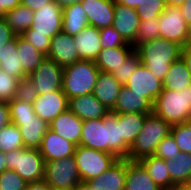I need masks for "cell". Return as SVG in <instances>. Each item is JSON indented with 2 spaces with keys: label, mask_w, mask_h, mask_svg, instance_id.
I'll return each instance as SVG.
<instances>
[{
  "label": "cell",
  "mask_w": 191,
  "mask_h": 190,
  "mask_svg": "<svg viewBox=\"0 0 191 190\" xmlns=\"http://www.w3.org/2000/svg\"><path fill=\"white\" fill-rule=\"evenodd\" d=\"M57 190H73V188H67V189H57Z\"/></svg>",
  "instance_id": "cell-63"
},
{
  "label": "cell",
  "mask_w": 191,
  "mask_h": 190,
  "mask_svg": "<svg viewBox=\"0 0 191 190\" xmlns=\"http://www.w3.org/2000/svg\"><path fill=\"white\" fill-rule=\"evenodd\" d=\"M27 184L14 170L6 169L0 173V190H26Z\"/></svg>",
  "instance_id": "cell-43"
},
{
  "label": "cell",
  "mask_w": 191,
  "mask_h": 190,
  "mask_svg": "<svg viewBox=\"0 0 191 190\" xmlns=\"http://www.w3.org/2000/svg\"><path fill=\"white\" fill-rule=\"evenodd\" d=\"M89 25L101 29L112 26L115 0H81Z\"/></svg>",
  "instance_id": "cell-17"
},
{
  "label": "cell",
  "mask_w": 191,
  "mask_h": 190,
  "mask_svg": "<svg viewBox=\"0 0 191 190\" xmlns=\"http://www.w3.org/2000/svg\"><path fill=\"white\" fill-rule=\"evenodd\" d=\"M168 190H191L186 184L173 185Z\"/></svg>",
  "instance_id": "cell-60"
},
{
  "label": "cell",
  "mask_w": 191,
  "mask_h": 190,
  "mask_svg": "<svg viewBox=\"0 0 191 190\" xmlns=\"http://www.w3.org/2000/svg\"><path fill=\"white\" fill-rule=\"evenodd\" d=\"M117 3L126 5L127 7L137 9L138 6H141L144 0H115Z\"/></svg>",
  "instance_id": "cell-55"
},
{
  "label": "cell",
  "mask_w": 191,
  "mask_h": 190,
  "mask_svg": "<svg viewBox=\"0 0 191 190\" xmlns=\"http://www.w3.org/2000/svg\"><path fill=\"white\" fill-rule=\"evenodd\" d=\"M153 113L171 126L191 119V85L179 91L163 89L153 104Z\"/></svg>",
  "instance_id": "cell-2"
},
{
  "label": "cell",
  "mask_w": 191,
  "mask_h": 190,
  "mask_svg": "<svg viewBox=\"0 0 191 190\" xmlns=\"http://www.w3.org/2000/svg\"><path fill=\"white\" fill-rule=\"evenodd\" d=\"M4 45H0V57H1V53H2V47H3Z\"/></svg>",
  "instance_id": "cell-62"
},
{
  "label": "cell",
  "mask_w": 191,
  "mask_h": 190,
  "mask_svg": "<svg viewBox=\"0 0 191 190\" xmlns=\"http://www.w3.org/2000/svg\"><path fill=\"white\" fill-rule=\"evenodd\" d=\"M186 185L191 189V176H190V179H189V181L187 182Z\"/></svg>",
  "instance_id": "cell-61"
},
{
  "label": "cell",
  "mask_w": 191,
  "mask_h": 190,
  "mask_svg": "<svg viewBox=\"0 0 191 190\" xmlns=\"http://www.w3.org/2000/svg\"><path fill=\"white\" fill-rule=\"evenodd\" d=\"M185 0H166L167 6L179 7Z\"/></svg>",
  "instance_id": "cell-59"
},
{
  "label": "cell",
  "mask_w": 191,
  "mask_h": 190,
  "mask_svg": "<svg viewBox=\"0 0 191 190\" xmlns=\"http://www.w3.org/2000/svg\"><path fill=\"white\" fill-rule=\"evenodd\" d=\"M15 37L16 34L10 29L4 18H0V45H6Z\"/></svg>",
  "instance_id": "cell-48"
},
{
  "label": "cell",
  "mask_w": 191,
  "mask_h": 190,
  "mask_svg": "<svg viewBox=\"0 0 191 190\" xmlns=\"http://www.w3.org/2000/svg\"><path fill=\"white\" fill-rule=\"evenodd\" d=\"M173 185L187 184L191 176V154L181 152L173 161L165 160Z\"/></svg>",
  "instance_id": "cell-33"
},
{
  "label": "cell",
  "mask_w": 191,
  "mask_h": 190,
  "mask_svg": "<svg viewBox=\"0 0 191 190\" xmlns=\"http://www.w3.org/2000/svg\"><path fill=\"white\" fill-rule=\"evenodd\" d=\"M16 50L19 55V64H22V68L27 75L35 71L47 57L21 35H17Z\"/></svg>",
  "instance_id": "cell-29"
},
{
  "label": "cell",
  "mask_w": 191,
  "mask_h": 190,
  "mask_svg": "<svg viewBox=\"0 0 191 190\" xmlns=\"http://www.w3.org/2000/svg\"><path fill=\"white\" fill-rule=\"evenodd\" d=\"M147 171L149 176L162 190L173 186L167 165L164 159L155 155L147 156L138 161Z\"/></svg>",
  "instance_id": "cell-30"
},
{
  "label": "cell",
  "mask_w": 191,
  "mask_h": 190,
  "mask_svg": "<svg viewBox=\"0 0 191 190\" xmlns=\"http://www.w3.org/2000/svg\"><path fill=\"white\" fill-rule=\"evenodd\" d=\"M68 108L83 121L104 118L110 112L93 94L69 99Z\"/></svg>",
  "instance_id": "cell-22"
},
{
  "label": "cell",
  "mask_w": 191,
  "mask_h": 190,
  "mask_svg": "<svg viewBox=\"0 0 191 190\" xmlns=\"http://www.w3.org/2000/svg\"><path fill=\"white\" fill-rule=\"evenodd\" d=\"M62 7L54 1L34 11L31 27L23 34H45L53 37L62 31Z\"/></svg>",
  "instance_id": "cell-9"
},
{
  "label": "cell",
  "mask_w": 191,
  "mask_h": 190,
  "mask_svg": "<svg viewBox=\"0 0 191 190\" xmlns=\"http://www.w3.org/2000/svg\"><path fill=\"white\" fill-rule=\"evenodd\" d=\"M69 107V100L63 90L53 91L39 95L33 102V108L37 116L50 124L59 114Z\"/></svg>",
  "instance_id": "cell-14"
},
{
  "label": "cell",
  "mask_w": 191,
  "mask_h": 190,
  "mask_svg": "<svg viewBox=\"0 0 191 190\" xmlns=\"http://www.w3.org/2000/svg\"><path fill=\"white\" fill-rule=\"evenodd\" d=\"M166 7L164 0H144L141 6L137 7L136 11L140 20L149 21L152 18H159Z\"/></svg>",
  "instance_id": "cell-40"
},
{
  "label": "cell",
  "mask_w": 191,
  "mask_h": 190,
  "mask_svg": "<svg viewBox=\"0 0 191 190\" xmlns=\"http://www.w3.org/2000/svg\"><path fill=\"white\" fill-rule=\"evenodd\" d=\"M171 125L153 112L149 113L139 135L129 149L127 159L139 161L154 155L157 145L170 134Z\"/></svg>",
  "instance_id": "cell-4"
},
{
  "label": "cell",
  "mask_w": 191,
  "mask_h": 190,
  "mask_svg": "<svg viewBox=\"0 0 191 190\" xmlns=\"http://www.w3.org/2000/svg\"><path fill=\"white\" fill-rule=\"evenodd\" d=\"M124 190H162L138 161L127 159Z\"/></svg>",
  "instance_id": "cell-25"
},
{
  "label": "cell",
  "mask_w": 191,
  "mask_h": 190,
  "mask_svg": "<svg viewBox=\"0 0 191 190\" xmlns=\"http://www.w3.org/2000/svg\"><path fill=\"white\" fill-rule=\"evenodd\" d=\"M181 58L185 62L186 66L188 67L189 73L191 75V43L182 47Z\"/></svg>",
  "instance_id": "cell-53"
},
{
  "label": "cell",
  "mask_w": 191,
  "mask_h": 190,
  "mask_svg": "<svg viewBox=\"0 0 191 190\" xmlns=\"http://www.w3.org/2000/svg\"><path fill=\"white\" fill-rule=\"evenodd\" d=\"M75 148L74 143L61 138L49 128L38 149L43 156L44 162H49L73 156Z\"/></svg>",
  "instance_id": "cell-16"
},
{
  "label": "cell",
  "mask_w": 191,
  "mask_h": 190,
  "mask_svg": "<svg viewBox=\"0 0 191 190\" xmlns=\"http://www.w3.org/2000/svg\"><path fill=\"white\" fill-rule=\"evenodd\" d=\"M135 50L134 47H115L102 49L95 60L96 66L102 72L113 73L127 57Z\"/></svg>",
  "instance_id": "cell-27"
},
{
  "label": "cell",
  "mask_w": 191,
  "mask_h": 190,
  "mask_svg": "<svg viewBox=\"0 0 191 190\" xmlns=\"http://www.w3.org/2000/svg\"><path fill=\"white\" fill-rule=\"evenodd\" d=\"M149 113H123L120 114V124L124 143L130 148L145 123Z\"/></svg>",
  "instance_id": "cell-34"
},
{
  "label": "cell",
  "mask_w": 191,
  "mask_h": 190,
  "mask_svg": "<svg viewBox=\"0 0 191 190\" xmlns=\"http://www.w3.org/2000/svg\"><path fill=\"white\" fill-rule=\"evenodd\" d=\"M121 88L122 85L112 73L100 71L92 94L111 111L116 104Z\"/></svg>",
  "instance_id": "cell-24"
},
{
  "label": "cell",
  "mask_w": 191,
  "mask_h": 190,
  "mask_svg": "<svg viewBox=\"0 0 191 190\" xmlns=\"http://www.w3.org/2000/svg\"><path fill=\"white\" fill-rule=\"evenodd\" d=\"M20 79L9 76L0 68V101L10 102L15 98Z\"/></svg>",
  "instance_id": "cell-42"
},
{
  "label": "cell",
  "mask_w": 191,
  "mask_h": 190,
  "mask_svg": "<svg viewBox=\"0 0 191 190\" xmlns=\"http://www.w3.org/2000/svg\"><path fill=\"white\" fill-rule=\"evenodd\" d=\"M7 25L16 35H22L32 24L34 11L28 7L19 5L4 15Z\"/></svg>",
  "instance_id": "cell-35"
},
{
  "label": "cell",
  "mask_w": 191,
  "mask_h": 190,
  "mask_svg": "<svg viewBox=\"0 0 191 190\" xmlns=\"http://www.w3.org/2000/svg\"><path fill=\"white\" fill-rule=\"evenodd\" d=\"M111 112L120 114L152 113L153 104L142 94H137L126 86H122L116 104Z\"/></svg>",
  "instance_id": "cell-23"
},
{
  "label": "cell",
  "mask_w": 191,
  "mask_h": 190,
  "mask_svg": "<svg viewBox=\"0 0 191 190\" xmlns=\"http://www.w3.org/2000/svg\"><path fill=\"white\" fill-rule=\"evenodd\" d=\"M100 39L102 49L115 47H134L132 44L127 43L112 26L100 29Z\"/></svg>",
  "instance_id": "cell-41"
},
{
  "label": "cell",
  "mask_w": 191,
  "mask_h": 190,
  "mask_svg": "<svg viewBox=\"0 0 191 190\" xmlns=\"http://www.w3.org/2000/svg\"><path fill=\"white\" fill-rule=\"evenodd\" d=\"M44 181L53 189L75 188L82 181L74 155L45 162Z\"/></svg>",
  "instance_id": "cell-7"
},
{
  "label": "cell",
  "mask_w": 191,
  "mask_h": 190,
  "mask_svg": "<svg viewBox=\"0 0 191 190\" xmlns=\"http://www.w3.org/2000/svg\"><path fill=\"white\" fill-rule=\"evenodd\" d=\"M160 37V23L158 18L149 19V21L140 20L138 33L135 41L132 43L134 48L146 41Z\"/></svg>",
  "instance_id": "cell-37"
},
{
  "label": "cell",
  "mask_w": 191,
  "mask_h": 190,
  "mask_svg": "<svg viewBox=\"0 0 191 190\" xmlns=\"http://www.w3.org/2000/svg\"><path fill=\"white\" fill-rule=\"evenodd\" d=\"M100 69L95 61L79 60L63 68L62 90L68 100L77 96L92 94Z\"/></svg>",
  "instance_id": "cell-3"
},
{
  "label": "cell",
  "mask_w": 191,
  "mask_h": 190,
  "mask_svg": "<svg viewBox=\"0 0 191 190\" xmlns=\"http://www.w3.org/2000/svg\"><path fill=\"white\" fill-rule=\"evenodd\" d=\"M184 21L191 28V0H185L183 4L179 6Z\"/></svg>",
  "instance_id": "cell-52"
},
{
  "label": "cell",
  "mask_w": 191,
  "mask_h": 190,
  "mask_svg": "<svg viewBox=\"0 0 191 190\" xmlns=\"http://www.w3.org/2000/svg\"><path fill=\"white\" fill-rule=\"evenodd\" d=\"M47 58L53 60L61 67L72 65L79 61L74 36L63 31L51 38L50 48Z\"/></svg>",
  "instance_id": "cell-13"
},
{
  "label": "cell",
  "mask_w": 191,
  "mask_h": 190,
  "mask_svg": "<svg viewBox=\"0 0 191 190\" xmlns=\"http://www.w3.org/2000/svg\"><path fill=\"white\" fill-rule=\"evenodd\" d=\"M52 1L53 0H21V5L28 7L32 11H36L37 9H40L41 7Z\"/></svg>",
  "instance_id": "cell-51"
},
{
  "label": "cell",
  "mask_w": 191,
  "mask_h": 190,
  "mask_svg": "<svg viewBox=\"0 0 191 190\" xmlns=\"http://www.w3.org/2000/svg\"><path fill=\"white\" fill-rule=\"evenodd\" d=\"M62 13V31L71 36L77 35L89 25L87 14L80 2L64 6Z\"/></svg>",
  "instance_id": "cell-26"
},
{
  "label": "cell",
  "mask_w": 191,
  "mask_h": 190,
  "mask_svg": "<svg viewBox=\"0 0 191 190\" xmlns=\"http://www.w3.org/2000/svg\"><path fill=\"white\" fill-rule=\"evenodd\" d=\"M11 122L19 127L25 148L38 149L49 129V124L37 115L26 118H11Z\"/></svg>",
  "instance_id": "cell-18"
},
{
  "label": "cell",
  "mask_w": 191,
  "mask_h": 190,
  "mask_svg": "<svg viewBox=\"0 0 191 190\" xmlns=\"http://www.w3.org/2000/svg\"><path fill=\"white\" fill-rule=\"evenodd\" d=\"M163 89L179 91L191 85V75L185 62L180 57L174 61L164 77Z\"/></svg>",
  "instance_id": "cell-31"
},
{
  "label": "cell",
  "mask_w": 191,
  "mask_h": 190,
  "mask_svg": "<svg viewBox=\"0 0 191 190\" xmlns=\"http://www.w3.org/2000/svg\"><path fill=\"white\" fill-rule=\"evenodd\" d=\"M160 38L184 47L191 43V28L184 21L179 7L167 6L159 16Z\"/></svg>",
  "instance_id": "cell-8"
},
{
  "label": "cell",
  "mask_w": 191,
  "mask_h": 190,
  "mask_svg": "<svg viewBox=\"0 0 191 190\" xmlns=\"http://www.w3.org/2000/svg\"><path fill=\"white\" fill-rule=\"evenodd\" d=\"M10 110V118H26L36 115L33 104L24 102L18 99H13L8 102Z\"/></svg>",
  "instance_id": "cell-46"
},
{
  "label": "cell",
  "mask_w": 191,
  "mask_h": 190,
  "mask_svg": "<svg viewBox=\"0 0 191 190\" xmlns=\"http://www.w3.org/2000/svg\"><path fill=\"white\" fill-rule=\"evenodd\" d=\"M140 24V17L136 9L115 1L114 20L112 27L129 44H132L137 36Z\"/></svg>",
  "instance_id": "cell-15"
},
{
  "label": "cell",
  "mask_w": 191,
  "mask_h": 190,
  "mask_svg": "<svg viewBox=\"0 0 191 190\" xmlns=\"http://www.w3.org/2000/svg\"><path fill=\"white\" fill-rule=\"evenodd\" d=\"M125 86L132 92L142 94L152 104L163 90V82L142 64L137 67Z\"/></svg>",
  "instance_id": "cell-11"
},
{
  "label": "cell",
  "mask_w": 191,
  "mask_h": 190,
  "mask_svg": "<svg viewBox=\"0 0 191 190\" xmlns=\"http://www.w3.org/2000/svg\"><path fill=\"white\" fill-rule=\"evenodd\" d=\"M170 134L174 138L180 152L191 154V123L185 122L171 126Z\"/></svg>",
  "instance_id": "cell-38"
},
{
  "label": "cell",
  "mask_w": 191,
  "mask_h": 190,
  "mask_svg": "<svg viewBox=\"0 0 191 190\" xmlns=\"http://www.w3.org/2000/svg\"><path fill=\"white\" fill-rule=\"evenodd\" d=\"M9 123H11V118L8 103L0 101V130Z\"/></svg>",
  "instance_id": "cell-49"
},
{
  "label": "cell",
  "mask_w": 191,
  "mask_h": 190,
  "mask_svg": "<svg viewBox=\"0 0 191 190\" xmlns=\"http://www.w3.org/2000/svg\"><path fill=\"white\" fill-rule=\"evenodd\" d=\"M104 124H109L110 153L118 159H127L129 147L124 143L120 124V113L109 112L104 117Z\"/></svg>",
  "instance_id": "cell-28"
},
{
  "label": "cell",
  "mask_w": 191,
  "mask_h": 190,
  "mask_svg": "<svg viewBox=\"0 0 191 190\" xmlns=\"http://www.w3.org/2000/svg\"><path fill=\"white\" fill-rule=\"evenodd\" d=\"M7 169L6 153L0 150V173Z\"/></svg>",
  "instance_id": "cell-57"
},
{
  "label": "cell",
  "mask_w": 191,
  "mask_h": 190,
  "mask_svg": "<svg viewBox=\"0 0 191 190\" xmlns=\"http://www.w3.org/2000/svg\"><path fill=\"white\" fill-rule=\"evenodd\" d=\"M28 77L39 95L60 91L63 83V67L46 57Z\"/></svg>",
  "instance_id": "cell-10"
},
{
  "label": "cell",
  "mask_w": 191,
  "mask_h": 190,
  "mask_svg": "<svg viewBox=\"0 0 191 190\" xmlns=\"http://www.w3.org/2000/svg\"><path fill=\"white\" fill-rule=\"evenodd\" d=\"M19 5H21V0H0V18Z\"/></svg>",
  "instance_id": "cell-50"
},
{
  "label": "cell",
  "mask_w": 191,
  "mask_h": 190,
  "mask_svg": "<svg viewBox=\"0 0 191 190\" xmlns=\"http://www.w3.org/2000/svg\"><path fill=\"white\" fill-rule=\"evenodd\" d=\"M24 147L20 129L12 122L0 130V150L8 153Z\"/></svg>",
  "instance_id": "cell-36"
},
{
  "label": "cell",
  "mask_w": 191,
  "mask_h": 190,
  "mask_svg": "<svg viewBox=\"0 0 191 190\" xmlns=\"http://www.w3.org/2000/svg\"><path fill=\"white\" fill-rule=\"evenodd\" d=\"M24 39L31 43L39 52L48 55L51 37L45 34H22Z\"/></svg>",
  "instance_id": "cell-47"
},
{
  "label": "cell",
  "mask_w": 191,
  "mask_h": 190,
  "mask_svg": "<svg viewBox=\"0 0 191 190\" xmlns=\"http://www.w3.org/2000/svg\"><path fill=\"white\" fill-rule=\"evenodd\" d=\"M38 96L39 93L33 86L30 78L28 76L21 78L18 83L15 99L33 104Z\"/></svg>",
  "instance_id": "cell-45"
},
{
  "label": "cell",
  "mask_w": 191,
  "mask_h": 190,
  "mask_svg": "<svg viewBox=\"0 0 191 190\" xmlns=\"http://www.w3.org/2000/svg\"><path fill=\"white\" fill-rule=\"evenodd\" d=\"M57 5H59L60 7H64L73 3H78L81 0H53Z\"/></svg>",
  "instance_id": "cell-58"
},
{
  "label": "cell",
  "mask_w": 191,
  "mask_h": 190,
  "mask_svg": "<svg viewBox=\"0 0 191 190\" xmlns=\"http://www.w3.org/2000/svg\"><path fill=\"white\" fill-rule=\"evenodd\" d=\"M17 35L2 47L0 68L9 76L21 79L28 75L24 72L22 64H19V55L16 50Z\"/></svg>",
  "instance_id": "cell-32"
},
{
  "label": "cell",
  "mask_w": 191,
  "mask_h": 190,
  "mask_svg": "<svg viewBox=\"0 0 191 190\" xmlns=\"http://www.w3.org/2000/svg\"><path fill=\"white\" fill-rule=\"evenodd\" d=\"M80 145L110 153L109 124L104 118L83 121Z\"/></svg>",
  "instance_id": "cell-12"
},
{
  "label": "cell",
  "mask_w": 191,
  "mask_h": 190,
  "mask_svg": "<svg viewBox=\"0 0 191 190\" xmlns=\"http://www.w3.org/2000/svg\"><path fill=\"white\" fill-rule=\"evenodd\" d=\"M7 169L14 170L27 183L44 180L45 162L37 148H21L6 153Z\"/></svg>",
  "instance_id": "cell-5"
},
{
  "label": "cell",
  "mask_w": 191,
  "mask_h": 190,
  "mask_svg": "<svg viewBox=\"0 0 191 190\" xmlns=\"http://www.w3.org/2000/svg\"><path fill=\"white\" fill-rule=\"evenodd\" d=\"M141 64L138 53L134 50L112 74L122 86H125L128 79Z\"/></svg>",
  "instance_id": "cell-39"
},
{
  "label": "cell",
  "mask_w": 191,
  "mask_h": 190,
  "mask_svg": "<svg viewBox=\"0 0 191 190\" xmlns=\"http://www.w3.org/2000/svg\"><path fill=\"white\" fill-rule=\"evenodd\" d=\"M26 190H53L44 180L30 182L27 184Z\"/></svg>",
  "instance_id": "cell-54"
},
{
  "label": "cell",
  "mask_w": 191,
  "mask_h": 190,
  "mask_svg": "<svg viewBox=\"0 0 191 190\" xmlns=\"http://www.w3.org/2000/svg\"><path fill=\"white\" fill-rule=\"evenodd\" d=\"M181 49L180 44L160 37L140 43L135 47L141 64L161 81L164 80L170 65L181 57Z\"/></svg>",
  "instance_id": "cell-1"
},
{
  "label": "cell",
  "mask_w": 191,
  "mask_h": 190,
  "mask_svg": "<svg viewBox=\"0 0 191 190\" xmlns=\"http://www.w3.org/2000/svg\"><path fill=\"white\" fill-rule=\"evenodd\" d=\"M180 153L177 143L172 135L169 134L157 145L154 155L164 160L173 161L175 156H178Z\"/></svg>",
  "instance_id": "cell-44"
},
{
  "label": "cell",
  "mask_w": 191,
  "mask_h": 190,
  "mask_svg": "<svg viewBox=\"0 0 191 190\" xmlns=\"http://www.w3.org/2000/svg\"><path fill=\"white\" fill-rule=\"evenodd\" d=\"M127 159H118L112 167L88 183L94 190H124Z\"/></svg>",
  "instance_id": "cell-20"
},
{
  "label": "cell",
  "mask_w": 191,
  "mask_h": 190,
  "mask_svg": "<svg viewBox=\"0 0 191 190\" xmlns=\"http://www.w3.org/2000/svg\"><path fill=\"white\" fill-rule=\"evenodd\" d=\"M100 29L88 25L74 36L77 53L80 60L95 61L102 50Z\"/></svg>",
  "instance_id": "cell-21"
},
{
  "label": "cell",
  "mask_w": 191,
  "mask_h": 190,
  "mask_svg": "<svg viewBox=\"0 0 191 190\" xmlns=\"http://www.w3.org/2000/svg\"><path fill=\"white\" fill-rule=\"evenodd\" d=\"M73 190H94L88 182L80 181Z\"/></svg>",
  "instance_id": "cell-56"
},
{
  "label": "cell",
  "mask_w": 191,
  "mask_h": 190,
  "mask_svg": "<svg viewBox=\"0 0 191 190\" xmlns=\"http://www.w3.org/2000/svg\"><path fill=\"white\" fill-rule=\"evenodd\" d=\"M83 120L76 116L69 108L59 114L50 124L49 128L76 146L80 145Z\"/></svg>",
  "instance_id": "cell-19"
},
{
  "label": "cell",
  "mask_w": 191,
  "mask_h": 190,
  "mask_svg": "<svg viewBox=\"0 0 191 190\" xmlns=\"http://www.w3.org/2000/svg\"><path fill=\"white\" fill-rule=\"evenodd\" d=\"M74 157L79 175L84 182L100 176L118 160L111 153L95 150L83 145L76 146Z\"/></svg>",
  "instance_id": "cell-6"
}]
</instances>
